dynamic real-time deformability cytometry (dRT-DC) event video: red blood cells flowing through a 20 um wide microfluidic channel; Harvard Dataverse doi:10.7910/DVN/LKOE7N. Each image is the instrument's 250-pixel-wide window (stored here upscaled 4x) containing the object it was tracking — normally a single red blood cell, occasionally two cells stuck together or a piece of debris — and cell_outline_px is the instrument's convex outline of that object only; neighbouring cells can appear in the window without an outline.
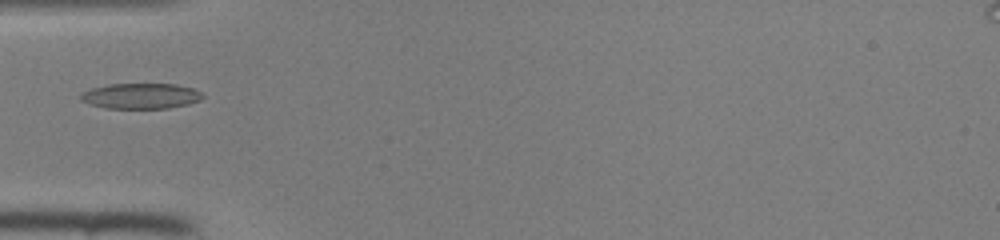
{"species": "common noctule bat (a hibernating species)", "species_latin": "Nyctalus noctula", "temperature_condition": "room temperature", "stored_images_in_passage": 32, "camera_frame_rate_fps": 3000, "um_per_image_px": 0.085, "animal": {"sex": "female", "body_mass_g": 22.0, "forearm_length_mm": 56.7}, "frame": {"image": 1, "passage_image": 1, "time_ms": 0.0, "image_size_px": [1000, 240], "cell_outline_px": [[204, 96], [200, 100], [188, 104], [168, 108], [104, 108], [88, 104], [80, 100], [80, 92], [92, 88], [108, 84], [176, 84], [192, 88], [200, 92]], "centroid_in_image_um": [11.92, 8.16], "position_along_channel_um": 73.1, "area_um2": 18.21}}
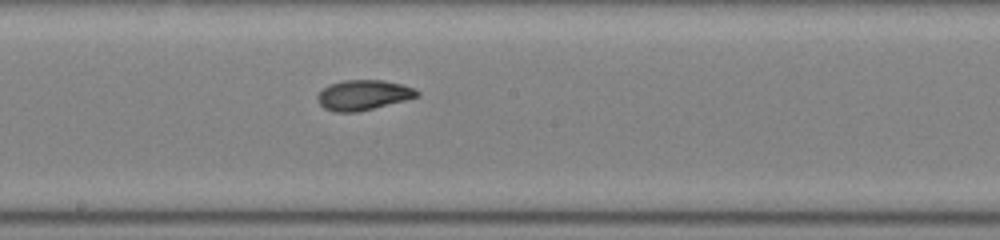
{"frame": {"image": 2, "passage_image": 11, "time_ms": 3.333, "image_size_px": [1000, 240], "cell_outline_px": [[420, 96], [356, 112], [336, 112], [324, 108], [316, 100], [316, 96], [328, 84], [344, 80], [384, 80], [416, 88], [420, 92]], "centroid_in_image_um": [30.87, 8.06], "position_along_channel_um": 217.3, "area_um2": 17.4}}
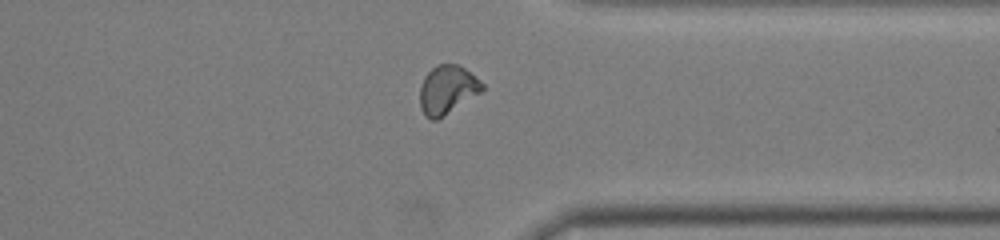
{"frame": {"image": 3, "passage_image": 22, "time_ms": 7.0, "image_size_px": [1000, 240], "cell_outline_px": [[484, 88], [480, 92], [436, 120], [432, 120], [420, 108], [420, 88], [424, 76], [436, 64], [456, 64], [464, 68], [480, 80], [484, 84]], "centroid_in_image_um": [38.0, 7.59], "position_along_channel_um": 373.4, "area_um2": 17.22}}